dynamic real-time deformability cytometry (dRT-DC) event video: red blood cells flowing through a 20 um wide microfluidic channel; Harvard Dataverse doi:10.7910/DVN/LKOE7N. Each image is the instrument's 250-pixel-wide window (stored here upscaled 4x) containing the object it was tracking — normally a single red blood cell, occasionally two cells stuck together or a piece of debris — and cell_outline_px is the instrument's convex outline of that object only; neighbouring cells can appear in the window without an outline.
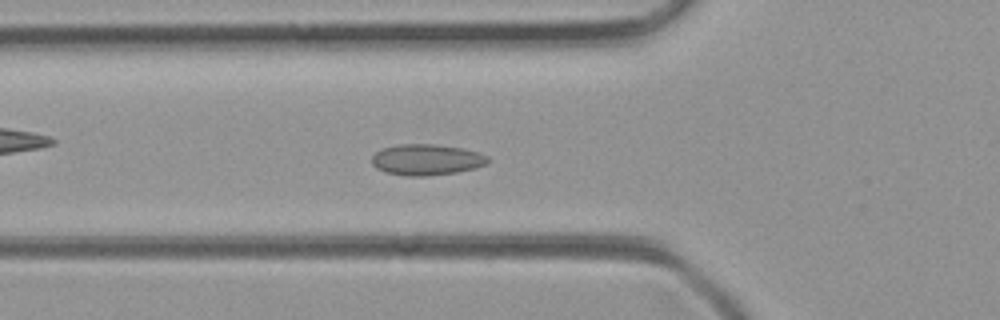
{"species": "common noctule bat (a hibernating species)", "species_latin": "Nyctalus noctula", "temperature_condition": "room temperature", "stored_images_in_passage": 35, "camera_frame_rate_fps": 3000, "um_per_image_px": 0.085, "animal": {"sex": "female", "body_mass_g": 21.9}, "frame": {"image": 1, "passage_image": 9, "time_ms": 2.667, "image_size_px": [1000, 320], "cell_outline_px": [[488, 160], [484, 164], [476, 168], [456, 172], [428, 176], [404, 176], [384, 172], [376, 168], [372, 164], [372, 156], [376, 152], [384, 148], [400, 144], [436, 144], [464, 148], [480, 152], [488, 156]], "centroid_in_image_um": [36.25, 13.57], "position_along_channel_um": 89.5, "area_um2": 21.1}}
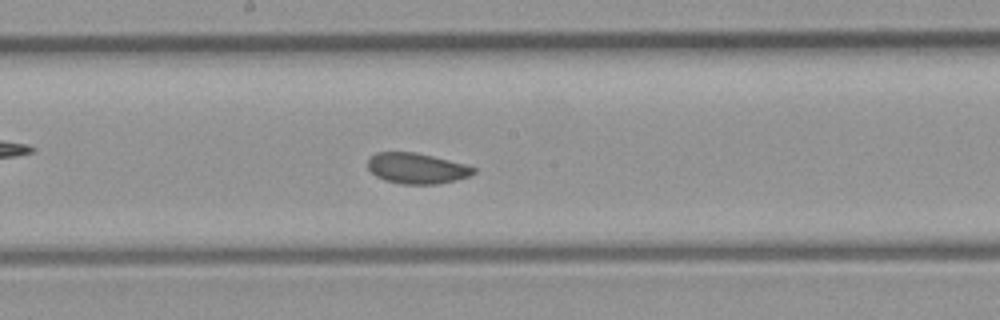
{"frame": {"image": 2, "passage_image": 18, "time_ms": 5.667, "image_size_px": [1000, 320], "cell_outline_px": [[476, 172], [468, 176], [456, 180], [436, 184], [400, 184], [384, 180], [376, 176], [368, 168], [368, 156], [376, 152], [416, 152], [464, 164], [476, 168]], "centroid_in_image_um": [35.39, 14.31], "position_along_channel_um": 212.8, "area_um2": 18.9}}
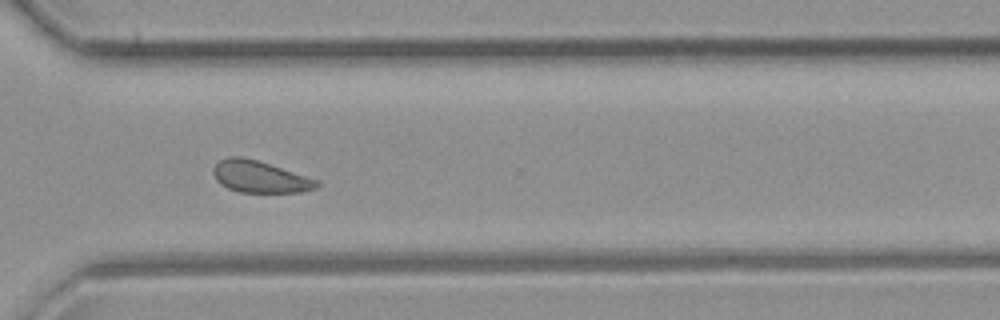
{"frame": {"image": 3, "passage_image": 28, "time_ms": 9.0, "image_size_px": [1000, 320], "cell_outline_px": [[320, 184], [316, 188], [300, 192], [240, 192], [228, 188], [220, 184], [216, 180], [212, 172], [212, 168], [220, 160], [228, 156], [240, 156], [256, 160], [320, 180]], "centroid_in_image_um": [22.07, 15.02], "position_along_channel_um": 348.5, "area_um2": 19.13}}